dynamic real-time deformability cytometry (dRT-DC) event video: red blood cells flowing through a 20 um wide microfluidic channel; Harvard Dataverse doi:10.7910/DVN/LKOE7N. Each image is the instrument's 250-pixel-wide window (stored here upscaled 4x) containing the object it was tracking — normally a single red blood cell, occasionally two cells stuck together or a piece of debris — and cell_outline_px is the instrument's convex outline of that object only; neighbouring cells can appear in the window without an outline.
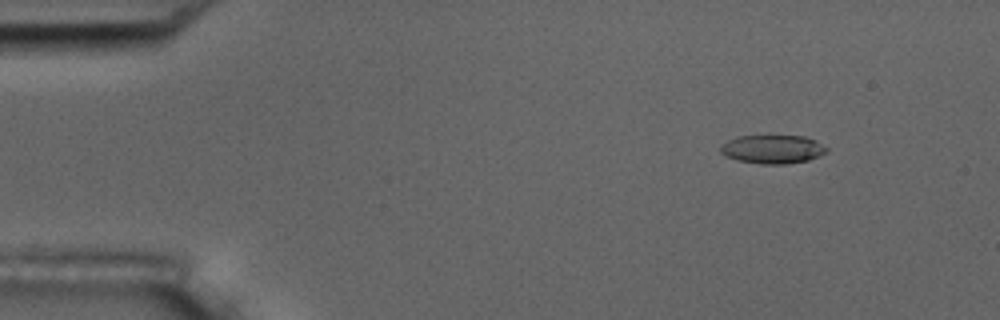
{"species": "common noctule bat (a hibernating species)", "species_latin": "Nyctalus noctula", "temperature_condition": "room temperature", "stored_images_in_passage": 5, "camera_frame_rate_fps": 3000, "um_per_image_px": 0.085, "animal": {"sex": "male", "body_mass_g": 17.5, "forearm_length_mm": 52.3}, "frame": {"image": 1, "passage_image": 2, "time_ms": 1.0, "image_size_px": [1000, 320], "cell_outline_px": [[828, 152], [820, 156], [808, 160], [784, 164], [760, 164], [736, 160], [720, 152], [720, 144], [736, 136], [804, 136], [828, 148]], "centroid_in_image_um": [65.64, 12.69], "position_along_channel_um": 19.4, "area_um2": 17.63}}
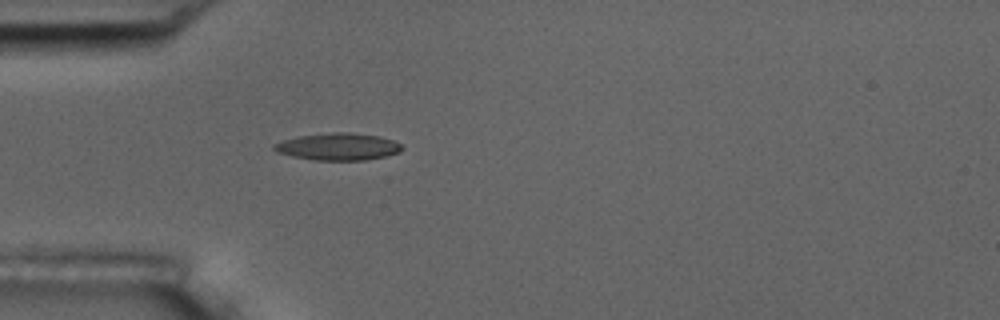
{"frame": {"image": 2, "passage_image": 5, "time_ms": 4.333, "image_size_px": [1000, 320], "cell_outline_px": [[404, 148], [400, 152], [384, 156], [364, 160], [316, 160], [292, 156], [276, 152], [272, 148], [272, 144], [284, 140], [300, 136], [332, 132], [348, 132], [380, 136], [392, 140], [400, 144]], "centroid_in_image_um": [28.73, 12.46], "position_along_channel_um": 56.3, "area_um2": 20.11}}